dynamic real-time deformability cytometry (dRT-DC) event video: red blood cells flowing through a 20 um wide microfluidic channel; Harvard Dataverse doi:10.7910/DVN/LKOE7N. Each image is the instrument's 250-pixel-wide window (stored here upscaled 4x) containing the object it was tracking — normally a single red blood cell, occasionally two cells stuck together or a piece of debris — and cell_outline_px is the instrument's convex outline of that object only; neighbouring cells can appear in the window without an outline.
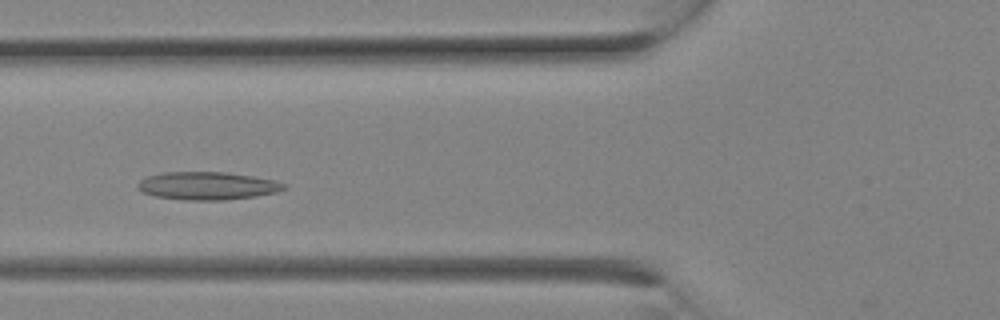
{"species": "Egyptian fruit bat (a non-hibernating species)", "species_latin": "Rousettus aegyptiacus", "temperature_condition": "room temperature", "stored_images_in_passage": 12, "camera_frame_rate_fps": 3000, "um_per_image_px": 0.085, "animal": {"sex": "female"}, "frame": {"image": 1, "passage_image": 6, "time_ms": 1.667, "image_size_px": [1000, 320], "cell_outline_px": [[288, 188], [276, 192], [256, 196], [224, 200], [184, 200], [156, 196], [144, 192], [136, 188], [136, 184], [140, 180], [148, 176], [164, 172], [228, 172], [276, 180], [288, 184]], "centroid_in_image_um": [17.67, 15.79], "position_along_channel_um": 108.1, "area_um2": 23.93}}
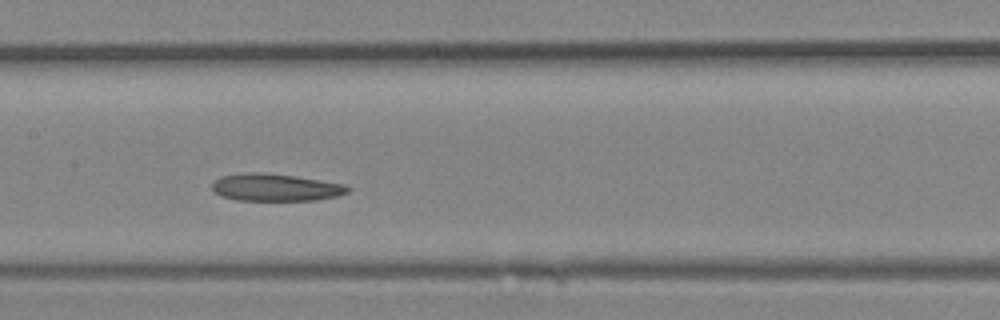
{"frame": {"image": 2, "passage_image": 9, "time_ms": 2.667, "image_size_px": [1000, 320], "cell_outline_px": [[352, 188], [348, 192], [336, 196], [316, 200], [236, 200], [220, 196], [212, 188], [212, 184], [220, 176], [248, 172], [264, 172], [296, 176], [344, 184]], "centroid_in_image_um": [23.42, 15.92], "position_along_channel_um": 184.0, "area_um2": 21.62}}
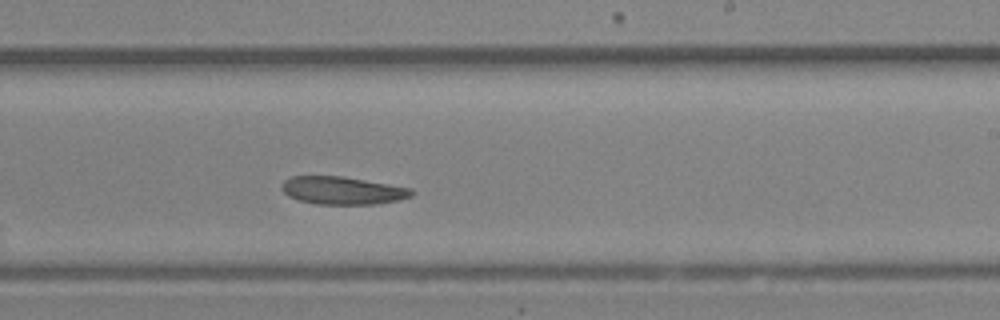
{"frame": {"image": 3, "passage_image": 12, "time_ms": 3.667, "image_size_px": [1000, 320], "cell_outline_px": [[416, 192], [412, 196], [400, 200], [376, 204], [316, 204], [300, 200], [288, 196], [280, 188], [280, 184], [288, 176], [344, 176], [412, 188]], "centroid_in_image_um": [29.12, 16.18], "position_along_channel_um": 259.9, "area_um2": 21.33}}